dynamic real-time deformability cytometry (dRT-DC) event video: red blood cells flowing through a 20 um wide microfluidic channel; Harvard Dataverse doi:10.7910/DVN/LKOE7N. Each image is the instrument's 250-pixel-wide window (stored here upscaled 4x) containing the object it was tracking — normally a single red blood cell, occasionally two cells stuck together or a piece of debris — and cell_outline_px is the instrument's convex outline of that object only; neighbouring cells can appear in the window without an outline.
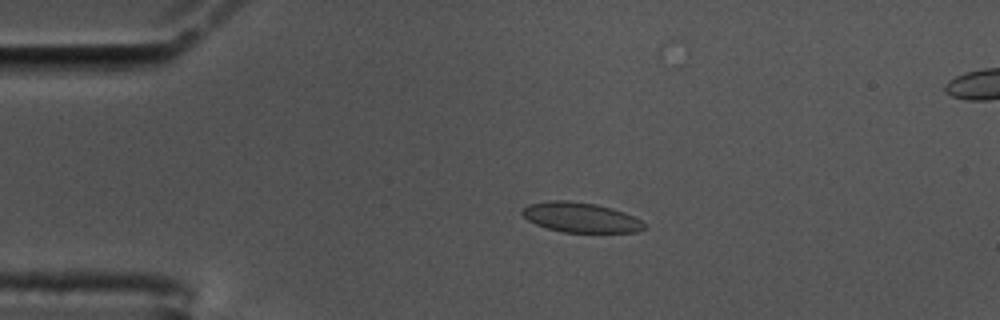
{"species": "common noctule bat (a hibernating species)", "species_latin": "Nyctalus noctula", "temperature_condition": "cold", "stored_images_in_passage": 60, "camera_frame_rate_fps": 3000, "um_per_image_px": 0.085, "animal": {"sex": "male", "body_mass_g": 17.5, "forearm_length_mm": 52.3}, "frame": {"image": 1, "passage_image": 13, "time_ms": 4.0, "image_size_px": [1000, 320], "cell_outline_px": [[644, 228], [636, 232], [564, 232], [548, 228], [536, 224], [528, 220], [520, 212], [528, 204], [548, 200], [568, 200], [596, 204], [612, 208], [624, 212], [640, 220], [644, 224]], "centroid_in_image_um": [49.32, 18.47], "position_along_channel_um": 35.7, "area_um2": 21.1}}
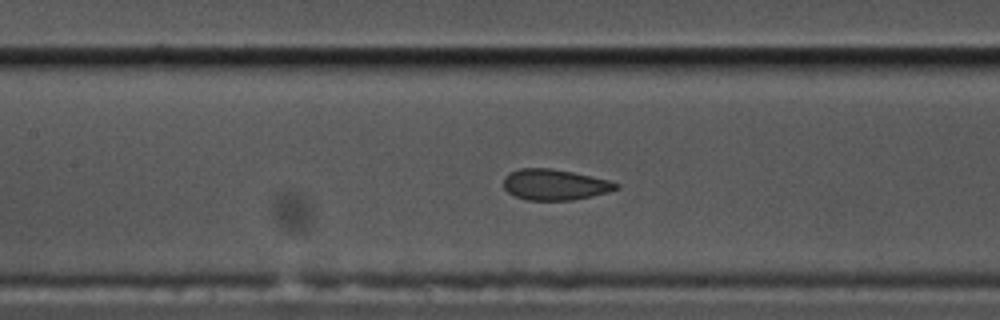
{"frame": {"image": 2, "passage_image": 27, "time_ms": 8.667, "image_size_px": [1000, 320], "cell_outline_px": [[620, 188], [608, 192], [592, 196], [572, 200], [528, 200], [516, 196], [508, 192], [504, 188], [504, 176], [508, 172], [520, 168], [552, 168], [592, 176], [608, 180], [620, 184]], "centroid_in_image_um": [47.15, 15.69], "position_along_channel_um": 160.2, "area_um2": 20.29}}
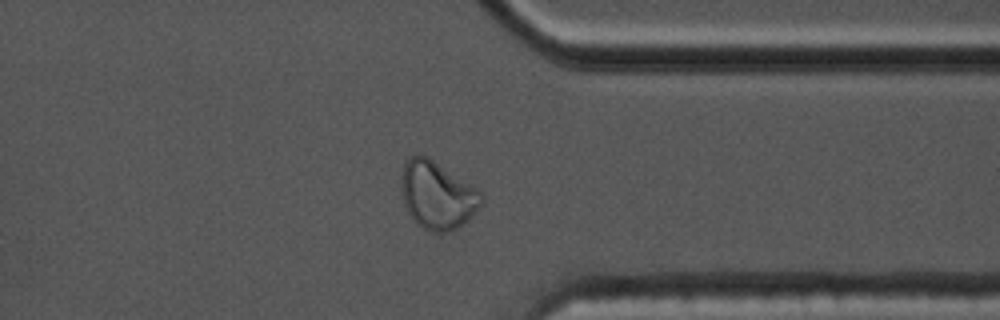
{"frame": {"image": 3, "passage_image": 46, "time_ms": 15.0, "image_size_px": [1000, 320], "cell_outline_px": [[484, 200], [468, 220], [456, 228], [448, 232], [432, 232], [424, 228], [408, 212], [404, 204], [400, 192], [400, 176], [404, 164], [412, 156], [428, 156], [476, 188], [484, 196]], "centroid_in_image_um": [37.15, 16.58], "position_along_channel_um": 374.3, "area_um2": 31.33}}